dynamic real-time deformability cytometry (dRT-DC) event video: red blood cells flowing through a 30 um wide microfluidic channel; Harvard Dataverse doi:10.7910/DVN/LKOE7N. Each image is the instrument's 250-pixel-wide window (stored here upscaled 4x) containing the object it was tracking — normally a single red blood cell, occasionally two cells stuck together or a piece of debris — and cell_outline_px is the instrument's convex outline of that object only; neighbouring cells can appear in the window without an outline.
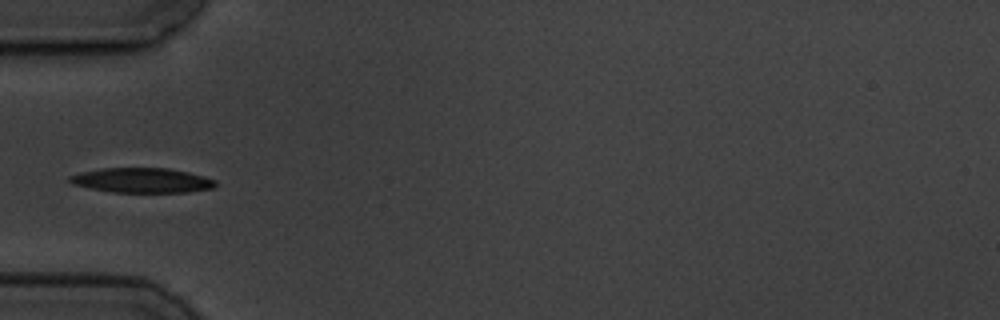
{"species": "common noctule bat (a hibernating species)", "species_latin": "Nyctalus noctula", "temperature_condition": "cold", "stored_images_in_passage": 6, "camera_frame_rate_fps": 3000, "um_per_image_px": 0.085, "animal": {"sex": "male", "body_mass_g": 19.5, "forearm_length_mm": 54.6}, "frame": {"image": 1, "passage_image": 6, "time_ms": 6.333, "image_size_px": [1000, 320], "cell_outline_px": [[216, 188], [188, 192], [112, 192], [72, 184], [68, 180], [68, 176], [80, 172], [100, 168], [168, 168], [188, 172], [204, 176], [216, 180]], "centroid_in_image_um": [12.08, 15.32], "position_along_channel_um": 72.9, "area_um2": 21.15}}